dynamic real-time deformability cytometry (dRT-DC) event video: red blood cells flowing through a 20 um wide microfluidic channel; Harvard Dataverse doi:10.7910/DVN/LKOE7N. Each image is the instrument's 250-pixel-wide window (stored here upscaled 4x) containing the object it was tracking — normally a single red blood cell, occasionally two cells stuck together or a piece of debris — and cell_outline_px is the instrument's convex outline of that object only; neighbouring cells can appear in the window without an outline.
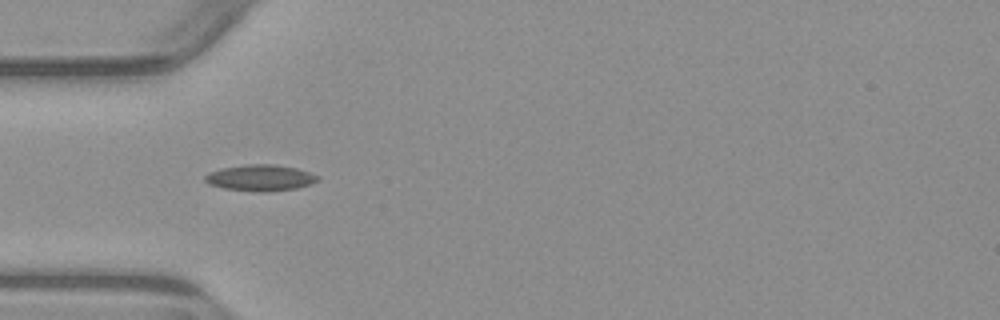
{"species": "common noctule bat (a hibernating species)", "species_latin": "Nyctalus noctula", "temperature_condition": "warm", "stored_images_in_passage": 5, "camera_frame_rate_fps": 3000, "um_per_image_px": 0.085, "animal": {"sex": "male", "body_mass_g": 23.1, "forearm_length_mm": 52.7}, "frame": {"image": 1, "passage_image": 3, "time_ms": 3.333, "image_size_px": [1000, 320], "cell_outline_px": [[320, 180], [296, 188], [268, 192], [252, 192], [224, 188], [208, 184], [204, 180], [204, 176], [208, 172], [224, 168], [244, 164], [276, 164], [296, 168], [320, 176]], "centroid_in_image_um": [22.11, 15.12], "position_along_channel_um": 62.9, "area_um2": 17.34}}
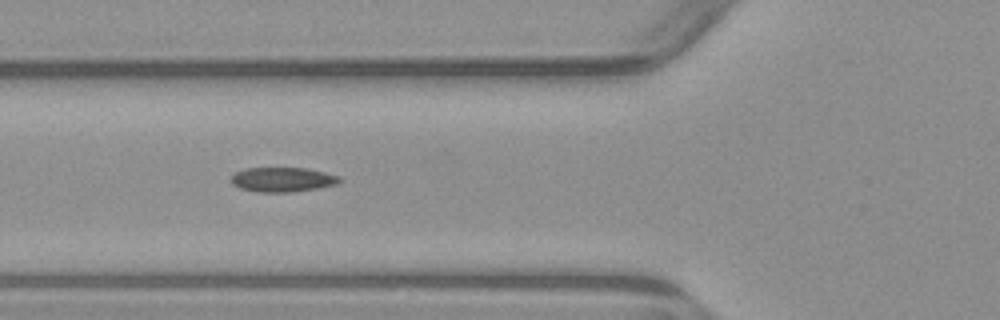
{"frame": {"image": 2, "passage_image": 4, "time_ms": 4.333, "image_size_px": [1000, 320], "cell_outline_px": [[340, 180], [336, 184], [316, 188], [292, 192], [260, 192], [240, 188], [232, 184], [232, 176], [236, 172], [244, 168], [308, 168], [340, 176]], "centroid_in_image_um": [24.01, 15.25], "position_along_channel_um": 101.8, "area_um2": 15.37}}
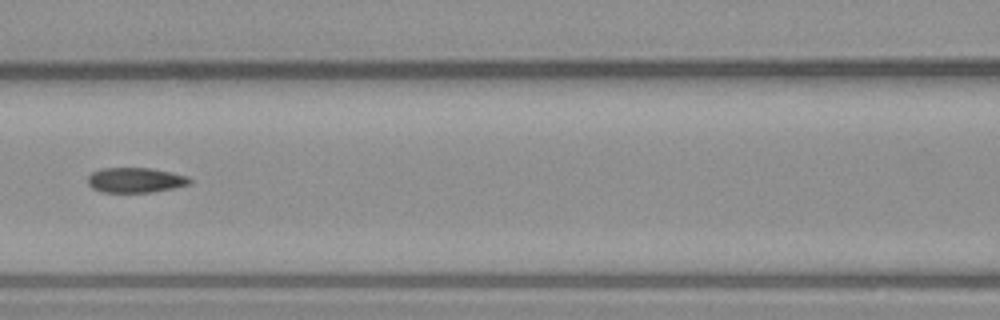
{"frame": {"image": 3, "passage_image": 5, "time_ms": 5.667, "image_size_px": [1000, 320], "cell_outline_px": [[192, 184], [152, 192], [100, 192], [92, 188], [88, 184], [88, 176], [92, 172], [104, 168], [148, 168], [172, 172], [188, 176], [192, 180]], "centroid_in_image_um": [11.53, 15.31], "position_along_channel_um": 155.1, "area_um2": 14.91}}